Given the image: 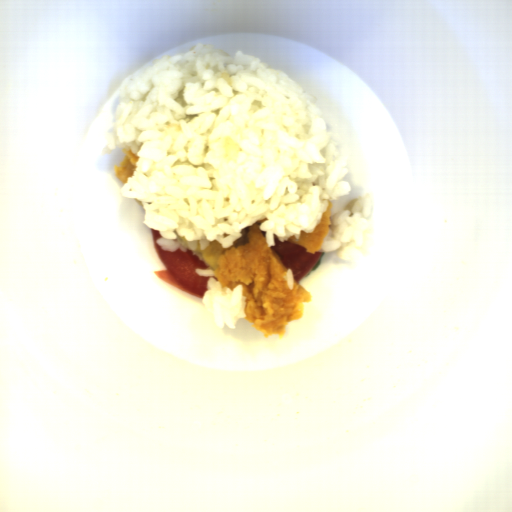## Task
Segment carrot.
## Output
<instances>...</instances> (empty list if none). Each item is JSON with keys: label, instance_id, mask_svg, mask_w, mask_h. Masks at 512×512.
Segmentation results:
<instances>
[{"label": "carrot", "instance_id": "1", "mask_svg": "<svg viewBox=\"0 0 512 512\" xmlns=\"http://www.w3.org/2000/svg\"><path fill=\"white\" fill-rule=\"evenodd\" d=\"M154 274L159 277L160 279H162L163 281H165L166 283L170 284V285H173L177 288H180L182 290H185V291H188L186 290L185 288H183L182 286H180L176 281L175 279L171 276L169 270H160V271H153ZM190 292V291H188ZM192 293V292H190ZM194 294V293H192Z\"/></svg>", "mask_w": 512, "mask_h": 512}]
</instances>
